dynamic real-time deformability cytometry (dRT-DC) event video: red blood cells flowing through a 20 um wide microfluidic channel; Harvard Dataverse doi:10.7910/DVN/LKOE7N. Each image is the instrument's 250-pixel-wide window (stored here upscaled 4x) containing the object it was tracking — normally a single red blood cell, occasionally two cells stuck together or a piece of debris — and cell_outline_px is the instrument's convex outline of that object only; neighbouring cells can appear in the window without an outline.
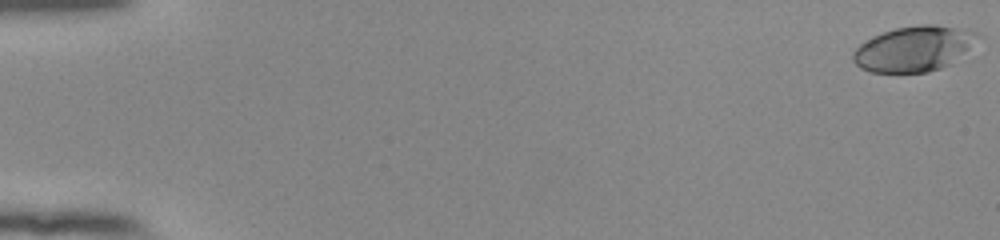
{"species": "human", "species_latin": "Homo sapiens", "temperature_condition": "room temperature", "stored_images_in_passage": 18, "camera_frame_rate_fps": 3000, "um_per_image_px": 0.085, "donor": {"sex": "female"}, "frame": {"image": 1, "passage_image": 1, "time_ms": 0.0, "image_size_px": [1000, 240], "cell_outline_px": [[984, 36], [952, 64], [928, 72], [872, 72], [860, 68], [852, 60], [852, 52], [860, 44], [884, 32], [896, 28], [916, 24], [936, 24], [968, 28]], "centroid_in_image_um": [77.77, 4.12], "position_along_channel_um": 7.2, "area_um2": 33.35}}
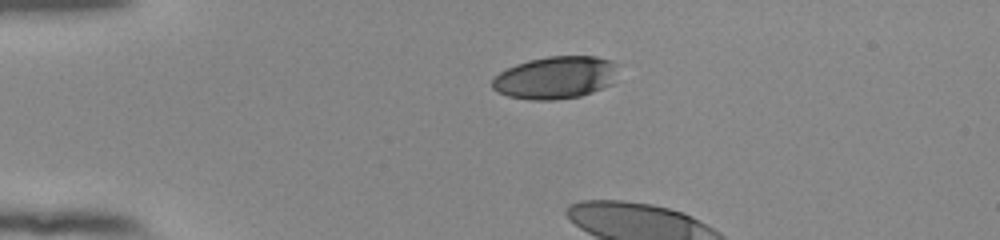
{"frame": {"image": 2, "passage_image": 14, "time_ms": 4.333, "image_size_px": [1000, 240], "cell_outline_px": [[624, 64], [612, 84], [604, 88], [580, 96], [552, 100], [532, 100], [508, 96], [496, 92], [492, 88], [492, 80], [500, 72], [516, 64], [528, 60], [548, 56], [596, 56], [612, 60]], "centroid_in_image_um": [47.31, 6.58], "position_along_channel_um": 37.7, "area_um2": 31.85}}